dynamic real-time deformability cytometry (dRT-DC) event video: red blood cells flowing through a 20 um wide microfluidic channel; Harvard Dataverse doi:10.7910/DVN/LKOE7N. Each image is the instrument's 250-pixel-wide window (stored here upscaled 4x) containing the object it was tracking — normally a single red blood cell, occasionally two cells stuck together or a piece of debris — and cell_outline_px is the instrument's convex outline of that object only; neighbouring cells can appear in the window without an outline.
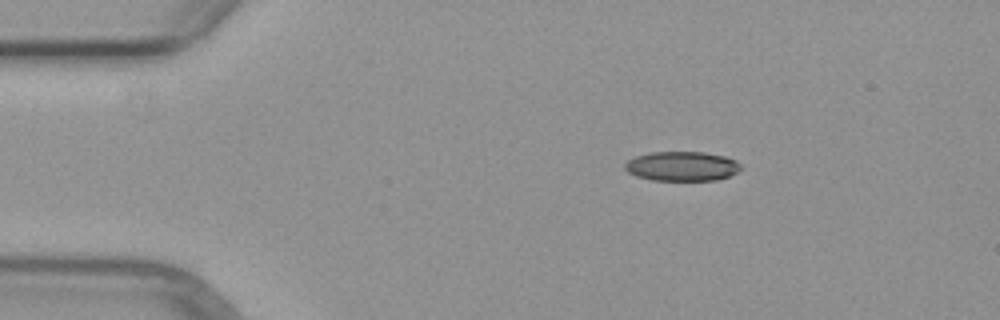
{"species": "common noctule bat (a hibernating species)", "species_latin": "Nyctalus noctula", "temperature_condition": "warm", "stored_images_in_passage": 5, "camera_frame_rate_fps": 3000, "um_per_image_px": 0.085, "animal": {"sex": "female", "body_mass_g": 29.2, "forearm_length_mm": 56.3}, "frame": {"image": 1, "passage_image": 1, "time_ms": 0.0, "image_size_px": [1000, 320], "cell_outline_px": [[744, 168], [728, 176], [716, 180], [652, 180], [636, 176], [628, 172], [624, 168], [624, 164], [628, 160], [636, 156], [652, 152], [704, 152], [724, 156], [736, 160]], "centroid_in_image_um": [57.97, 14.13], "position_along_channel_um": 27.0, "area_um2": 19.94}}
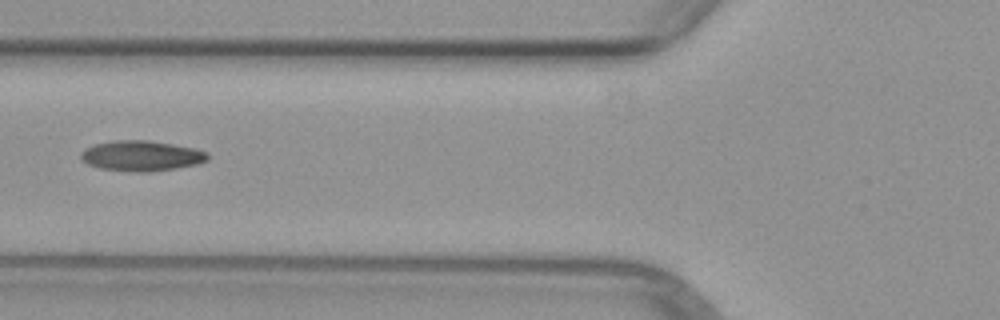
{"frame": {"image": 2, "passage_image": 4, "time_ms": 3.667, "image_size_px": [1000, 320], "cell_outline_px": [[208, 160], [200, 164], [176, 168], [148, 172], [136, 172], [100, 168], [88, 164], [80, 160], [80, 152], [84, 148], [96, 144], [116, 140], [148, 140], [196, 148], [208, 152]], "centroid_in_image_um": [12.03, 13.24], "position_along_channel_um": 113.8, "area_um2": 22.6}}
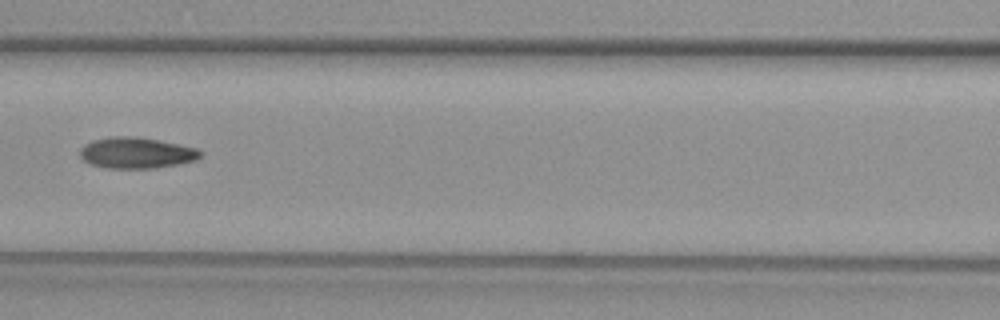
{"frame": {"image": 3, "passage_image": 5, "time_ms": 4.667, "image_size_px": [1000, 320], "cell_outline_px": [[204, 152], [196, 160], [180, 164], [156, 168], [104, 168], [92, 164], [84, 160], [80, 156], [80, 148], [84, 144], [92, 140], [112, 136], [136, 136], [160, 140], [196, 148]], "centroid_in_image_um": [11.6, 12.99], "position_along_channel_um": 155.0, "area_um2": 21.96}}